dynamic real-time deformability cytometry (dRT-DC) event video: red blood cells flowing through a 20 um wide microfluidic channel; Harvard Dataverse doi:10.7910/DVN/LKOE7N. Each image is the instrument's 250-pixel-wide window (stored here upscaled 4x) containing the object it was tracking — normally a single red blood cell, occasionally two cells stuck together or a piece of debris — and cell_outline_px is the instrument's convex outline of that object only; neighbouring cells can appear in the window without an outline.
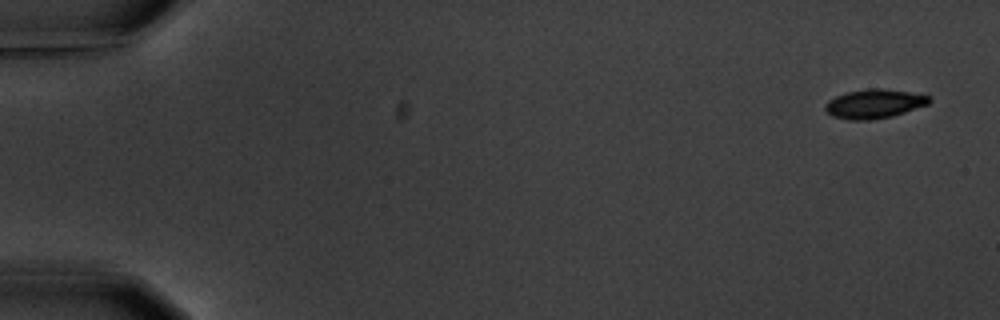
{"species": "common noctule bat (a hibernating species)", "species_latin": "Nyctalus noctula", "temperature_condition": "warm", "stored_images_in_passage": 6, "camera_frame_rate_fps": 3000, "um_per_image_px": 0.085, "animal": {"sex": "male", "body_mass_g": 20.1, "forearm_length_mm": 53.5}, "frame": {"image": 1, "passage_image": 1, "time_ms": 0.0, "image_size_px": [1000, 320], "cell_outline_px": [[932, 100], [928, 104], [892, 116], [872, 120], [848, 120], [832, 116], [824, 108], [824, 104], [828, 100], [836, 96], [848, 92], [868, 88], [876, 88], [908, 92], [928, 96]], "centroid_in_image_um": [74.26, 8.83], "position_along_channel_um": 10.7, "area_um2": 17.46}}
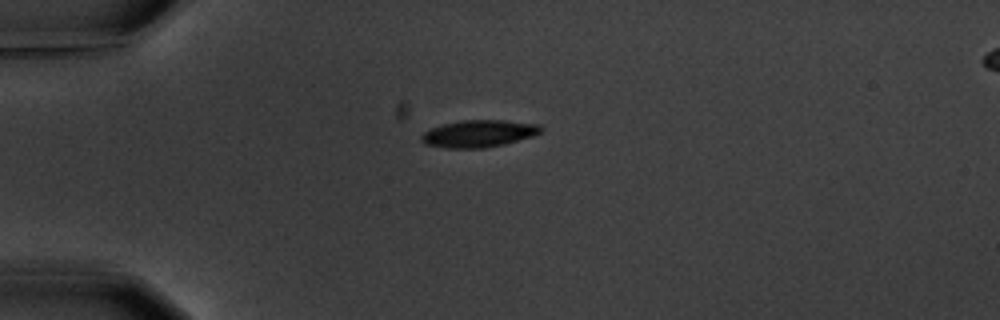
{"frame": {"image": 2, "passage_image": 4, "time_ms": 4.333, "image_size_px": [1000, 320], "cell_outline_px": [[544, 128], [540, 132], [532, 136], [504, 144], [484, 148], [444, 148], [424, 144], [420, 140], [420, 136], [424, 132], [432, 128], [444, 124], [464, 120], [504, 120], [540, 124]], "centroid_in_image_um": [40.69, 11.36], "position_along_channel_um": 44.3, "area_um2": 18.9}}
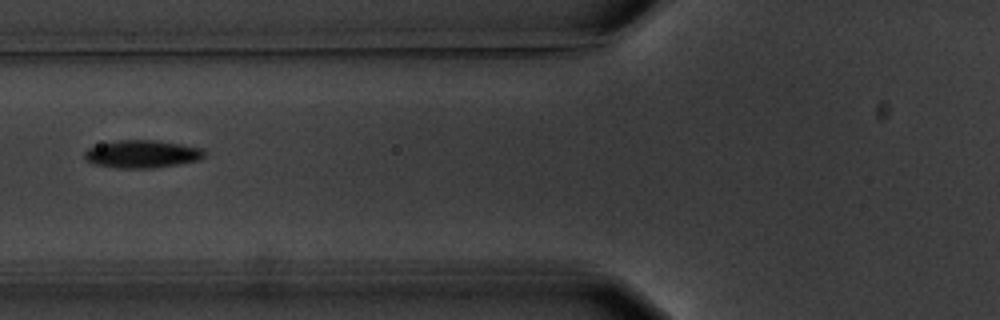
{"frame": {"image": 3, "passage_image": 6, "time_ms": 7.0, "image_size_px": [1000, 320], "cell_outline_px": [[204, 156], [200, 160], [180, 164], [152, 168], [112, 168], [92, 164], [84, 156], [84, 152], [88, 148], [100, 144], [116, 140], [156, 140], [180, 144], [200, 148], [204, 152]], "centroid_in_image_um": [12.05, 13.1], "position_along_channel_um": 113.8, "area_um2": 19.42}}